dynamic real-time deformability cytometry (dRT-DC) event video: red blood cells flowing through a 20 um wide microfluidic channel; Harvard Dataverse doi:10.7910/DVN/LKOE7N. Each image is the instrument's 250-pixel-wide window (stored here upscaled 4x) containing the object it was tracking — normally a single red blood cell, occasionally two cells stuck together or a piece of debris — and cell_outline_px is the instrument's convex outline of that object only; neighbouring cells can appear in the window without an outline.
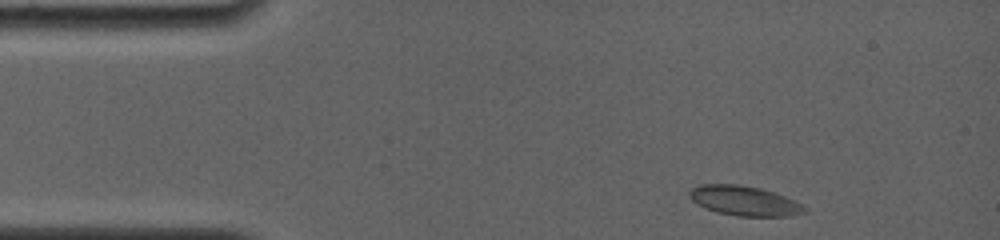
{"species": "common noctule bat (a hibernating species)", "species_latin": "Nyctalus noctula", "temperature_condition": "room temperature", "stored_images_in_passage": 3, "camera_frame_rate_fps": 4000, "um_per_image_px": 0.085, "animal": {"sex": "female", "body_mass_g": 19.0, "forearm_length_mm": 56.7}, "frame": {"image": 1, "passage_image": 1, "time_ms": 0.0, "image_size_px": [1000, 240], "cell_outline_px": [[808, 212], [792, 216], [736, 216], [716, 212], [696, 204], [688, 196], [688, 192], [692, 188], [700, 184], [736, 184], [760, 188], [784, 196], [808, 208]], "centroid_in_image_um": [63.25, 17.08], "position_along_channel_um": 21.8, "area_um2": 20.0}}